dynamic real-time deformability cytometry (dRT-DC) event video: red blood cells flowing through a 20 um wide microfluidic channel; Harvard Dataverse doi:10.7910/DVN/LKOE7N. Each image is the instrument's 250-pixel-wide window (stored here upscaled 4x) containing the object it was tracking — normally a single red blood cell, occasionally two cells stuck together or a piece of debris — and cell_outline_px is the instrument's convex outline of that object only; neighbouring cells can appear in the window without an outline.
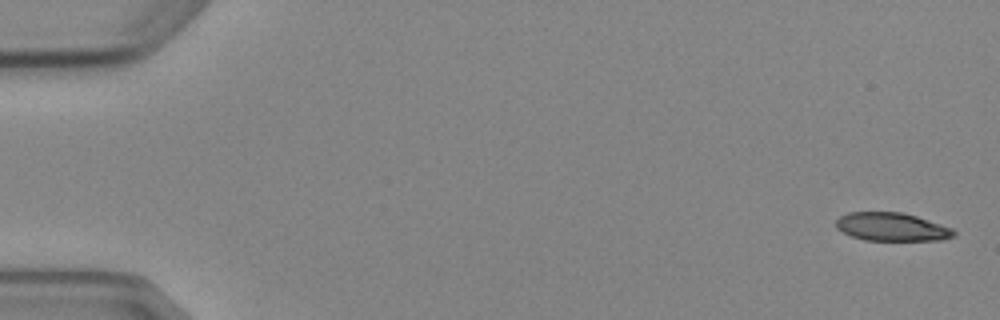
{"species": "Egyptian fruit bat (a non-hibernating species)", "species_latin": "Rousettus aegyptiacus", "temperature_condition": "cold", "stored_images_in_passage": 5, "camera_frame_rate_fps": 3000, "um_per_image_px": 0.085, "animal": {"sex": "female"}, "frame": {"image": 1, "passage_image": 1, "time_ms": 0.0, "image_size_px": [1000, 320], "cell_outline_px": [[956, 236], [940, 240], [864, 240], [852, 236], [836, 228], [836, 220], [840, 216], [848, 212], [900, 212], [916, 216], [952, 228], [956, 232]], "centroid_in_image_um": [75.8, 19.28], "position_along_channel_um": 9.2, "area_um2": 19.31}}
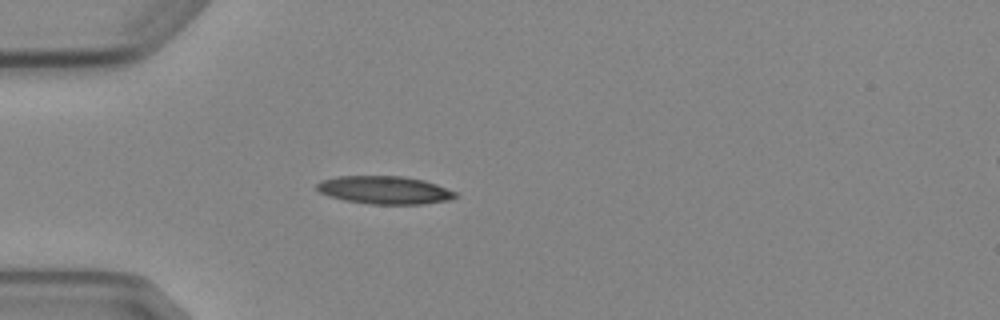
{"frame": {"image": 2, "passage_image": 5, "time_ms": 4.667, "image_size_px": [1000, 320], "cell_outline_px": [[460, 196], [452, 200], [424, 204], [368, 204], [344, 200], [328, 196], [320, 192], [316, 188], [316, 184], [320, 180], [336, 176], [404, 176], [424, 180], [436, 184], [456, 192]], "centroid_in_image_um": [32.7, 16.16], "position_along_channel_um": 52.3, "area_um2": 22.89}}